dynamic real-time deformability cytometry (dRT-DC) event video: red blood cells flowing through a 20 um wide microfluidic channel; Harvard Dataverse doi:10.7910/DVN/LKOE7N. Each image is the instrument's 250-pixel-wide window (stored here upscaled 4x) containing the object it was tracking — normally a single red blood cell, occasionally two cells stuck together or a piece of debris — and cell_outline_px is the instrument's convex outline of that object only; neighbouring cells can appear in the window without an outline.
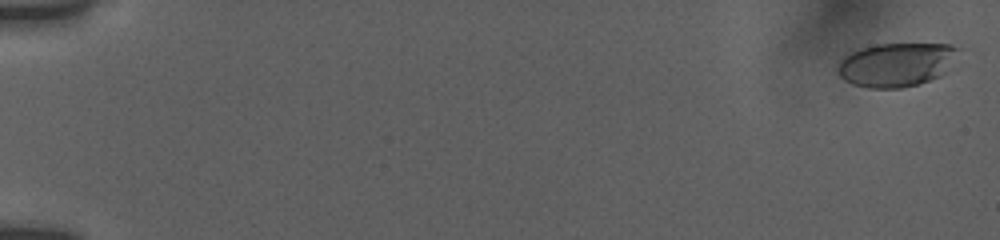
{"species": "human", "species_latin": "Homo sapiens", "temperature_condition": "room temperature", "stored_images_in_passage": 56, "camera_frame_rate_fps": 3000, "um_per_image_px": 0.085, "donor": {"sex": "female"}, "frame": {"image": 1, "passage_image": 2, "time_ms": 0.333, "image_size_px": [1000, 240], "cell_outline_px": [[960, 48], [948, 72], [940, 76], [916, 84], [900, 88], [868, 88], [852, 84], [844, 80], [840, 76], [836, 64], [844, 56], [860, 48], [876, 44], [948, 44]], "centroid_in_image_um": [76.18, 5.49], "position_along_channel_um": 8.8, "area_um2": 30.92}}
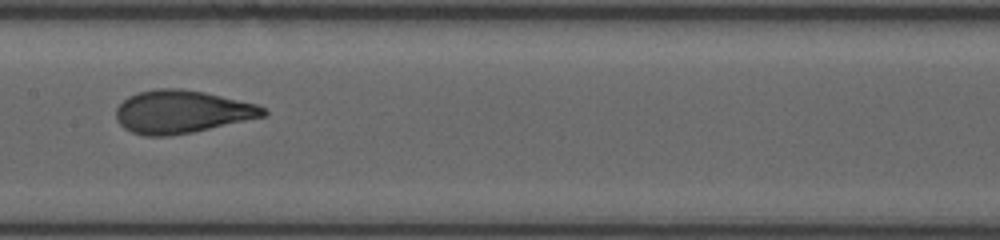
{"frame": {"image": 2, "passage_image": 31, "time_ms": 10.0, "image_size_px": [1000, 240], "cell_outline_px": [[268, 112], [264, 116], [192, 132], [168, 136], [144, 136], [132, 132], [124, 128], [116, 120], [116, 108], [128, 96], [136, 92], [160, 88], [180, 88], [204, 92], [256, 104], [264, 108]], "centroid_in_image_um": [15.4, 9.5], "position_along_channel_um": 192.0, "area_um2": 36.59}}
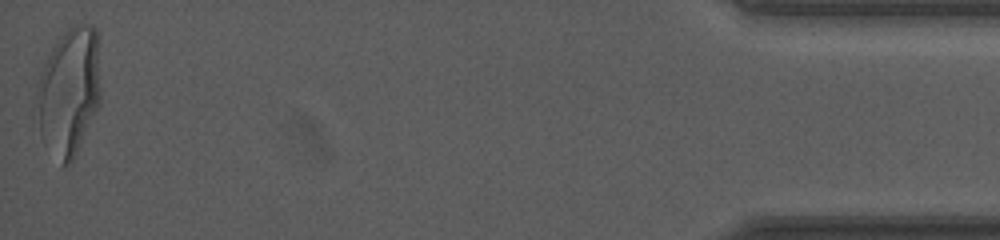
{"frame": {"image": 3, "passage_image": 56, "time_ms": 18.333, "image_size_px": [1000, 240], "cell_outline_px": [[100, 104], [72, 160], [64, 168], [60, 168], [40, 136], [40, 72], [52, 48], [60, 36], [68, 28], [84, 24], [92, 24], [96, 28], [100, 92]], "centroid_in_image_um": [5.9, 7.81], "position_along_channel_um": 429.3, "area_um2": 46.64}, "authors_computed_cell_mechanics": {"area_um2": 35.9516, "velocity_mm_per_s": 3.8428, "shape_relaxation_time_tau1_ms": 6.4423, "shape_relaxation_time_tau2_ms": null, "deformation_change_tau1": 0.2513, "deformation_change_tau2": null}}